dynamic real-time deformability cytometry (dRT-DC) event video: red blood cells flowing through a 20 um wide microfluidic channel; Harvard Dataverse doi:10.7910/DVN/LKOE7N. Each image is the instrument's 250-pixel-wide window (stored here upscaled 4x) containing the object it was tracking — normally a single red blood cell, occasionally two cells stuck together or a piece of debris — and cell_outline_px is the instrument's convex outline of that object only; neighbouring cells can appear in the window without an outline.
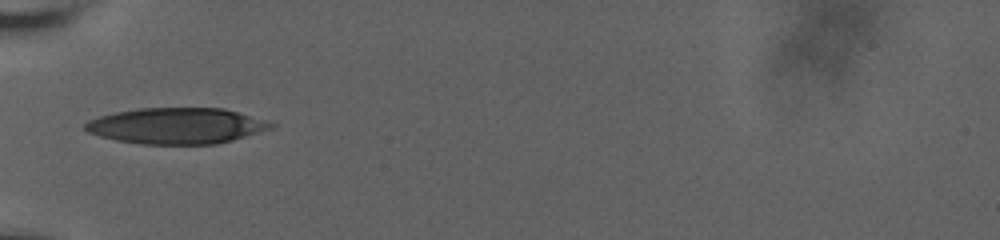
{"species": "human", "species_latin": "Homo sapiens", "temperature_condition": "room temperature", "stored_images_in_passage": 47, "camera_frame_rate_fps": 3000, "um_per_image_px": 0.085, "donor": {"sex": "male"}, "frame": {"image": 1, "passage_image": 1, "time_ms": 0.0, "image_size_px": [1000, 240], "cell_outline_px": [[276, 124], [272, 128], [260, 132], [232, 140], [216, 144], [144, 144], [116, 140], [100, 136], [88, 132], [84, 128], [84, 124], [88, 120], [100, 116], [116, 112], [140, 108], [224, 108], [264, 120]], "centroid_in_image_um": [15.0, 10.69], "position_along_channel_um": 70.0, "area_um2": 38.73}}
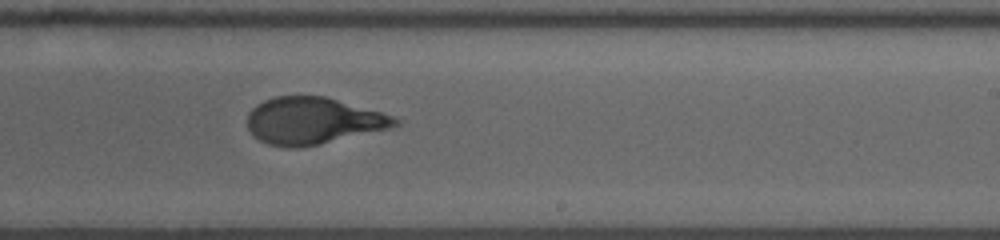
{"frame": {"image": 2, "passage_image": 31, "time_ms": 5.333, "image_size_px": [1000, 240], "cell_outline_px": [[400, 124], [388, 128], [320, 144], [296, 148], [288, 148], [268, 144], [260, 140], [248, 128], [248, 112], [256, 104], [264, 100], [276, 96], [324, 96], [380, 112], [392, 116], [400, 120]], "centroid_in_image_um": [26.56, 10.27], "position_along_channel_um": 262.4, "area_um2": 39.82}}
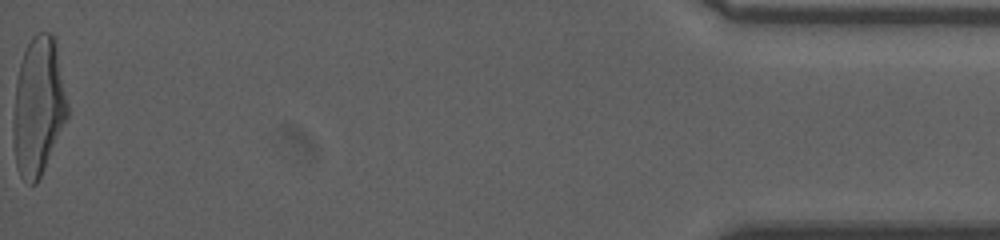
{"frame": {"image": 3, "passage_image": 47, "time_ms": 12.333, "image_size_px": [1000, 240], "cell_outline_px": [[68, 116], [44, 168], [36, 184], [32, 184], [24, 180], [20, 176], [16, 164], [12, 140], [12, 116], [16, 80], [20, 64], [24, 52], [32, 36], [36, 32], [52, 32], [56, 40], [68, 104]], "centroid_in_image_um": [3.24, 9.02], "position_along_channel_um": 432.0, "area_um2": 43.99}, "authors_computed_cell_mechanics": {"area_um2": 40.8646, "velocity_mm_per_s": 3.6601, "shape_relaxation_time_tau1_ms": 8.6098, "shape_relaxation_time_tau2_ms": null, "deformation_change_tau1": 0.3112, "deformation_change_tau2": null}}